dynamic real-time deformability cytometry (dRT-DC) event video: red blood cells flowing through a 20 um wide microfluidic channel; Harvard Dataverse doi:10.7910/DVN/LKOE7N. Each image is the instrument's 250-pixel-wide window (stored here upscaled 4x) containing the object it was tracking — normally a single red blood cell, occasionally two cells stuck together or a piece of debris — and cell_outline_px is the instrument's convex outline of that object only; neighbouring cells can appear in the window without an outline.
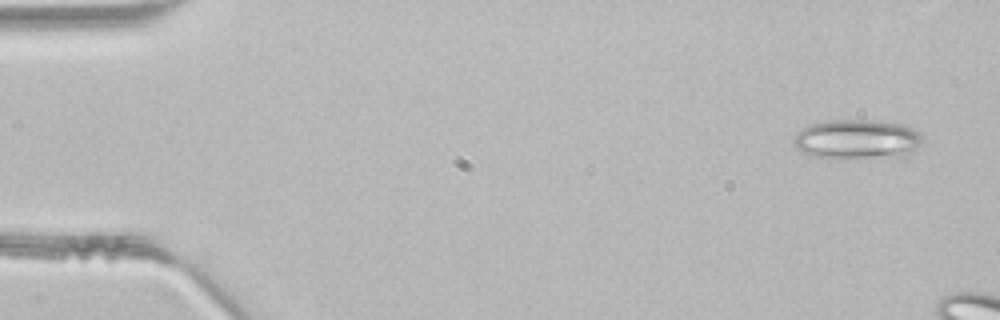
{"species": "common noctule bat (a hibernating species)", "species_latin": "Nyctalus noctula", "temperature_condition": "room temperature", "stored_images_in_passage": 9, "camera_frame_rate_fps": 3000, "um_per_image_px": 0.085, "animal": {"sex": "male", "body_mass_g": 21.5, "forearm_length_mm": 52.0}, "frame": {"image": 1, "passage_image": 3, "time_ms": 0.667, "image_size_px": [1000, 320], "cell_outline_px": [[924, 140], [908, 156], [848, 160], [828, 160], [808, 156], [796, 148], [792, 144], [796, 132], [808, 124], [828, 120], [872, 120], [904, 124], [916, 128], [920, 132]], "centroid_in_image_um": [72.83, 11.88], "position_along_channel_um": 12.2, "area_um2": 31.27}}